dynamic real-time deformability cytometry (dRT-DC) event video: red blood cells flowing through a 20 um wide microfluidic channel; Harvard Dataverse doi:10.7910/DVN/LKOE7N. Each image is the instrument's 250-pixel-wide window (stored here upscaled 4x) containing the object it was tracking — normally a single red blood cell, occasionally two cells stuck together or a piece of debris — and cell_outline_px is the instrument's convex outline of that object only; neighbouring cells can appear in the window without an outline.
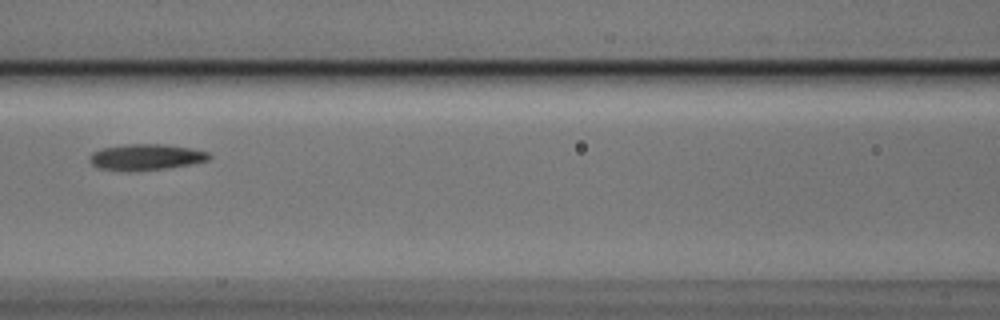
{"species": "Egyptian fruit bat (a non-hibernating species)", "species_latin": "Rousettus aegyptiacus", "temperature_condition": "cold", "stored_images_in_passage": 4, "camera_frame_rate_fps": 3000, "um_per_image_px": 0.085, "animal": {"sex": "male"}, "frame": {"image": 1, "passage_image": 4, "time_ms": 1.0, "image_size_px": [1000, 320], "cell_outline_px": [[212, 156], [208, 160], [192, 164], [168, 168], [128, 172], [96, 168], [88, 160], [92, 152], [104, 148], [128, 144], [164, 144], [188, 148], [208, 152]], "centroid_in_image_um": [12.38, 13.37], "position_along_channel_um": 154.2, "area_um2": 18.26}}